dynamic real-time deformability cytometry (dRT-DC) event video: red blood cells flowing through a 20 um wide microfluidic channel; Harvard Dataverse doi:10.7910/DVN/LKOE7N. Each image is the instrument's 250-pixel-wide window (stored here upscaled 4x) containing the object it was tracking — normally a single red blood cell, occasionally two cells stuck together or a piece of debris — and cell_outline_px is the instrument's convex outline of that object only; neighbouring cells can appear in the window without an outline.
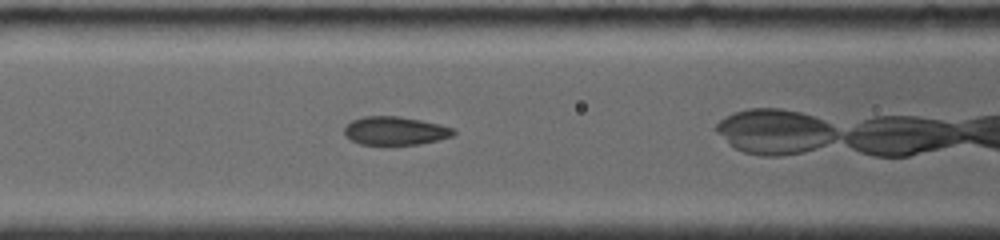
{"species": "common noctule bat (a hibernating species)", "species_latin": "Nyctalus noctula", "temperature_condition": "room temperature", "stored_images_in_passage": 25, "camera_frame_rate_fps": 4000, "um_per_image_px": 0.085, "animal": {"sex": "female", "body_mass_g": 19.0, "forearm_length_mm": 56.7}, "frame": {"image": 1, "passage_image": 4, "time_ms": 2.25, "image_size_px": [1000, 240], "cell_outline_px": [[456, 132], [452, 136], [420, 144], [380, 148], [360, 144], [344, 136], [344, 128], [352, 120], [364, 116], [396, 116], [420, 120], [440, 124], [456, 128]], "centroid_in_image_um": [33.56, 11.17], "position_along_channel_um": 133.0, "area_um2": 18.84}}
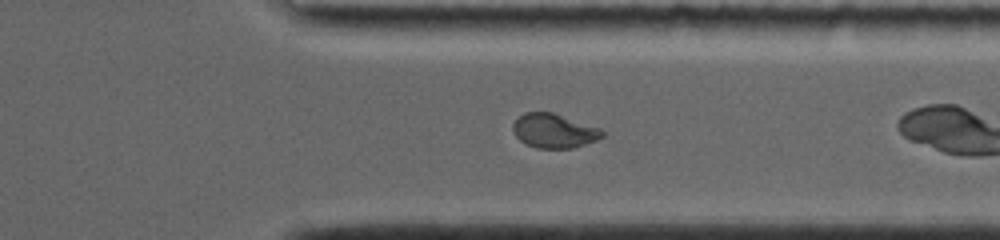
{"frame": {"image": 2, "passage_image": 22, "time_ms": 8.25, "image_size_px": [1000, 240], "cell_outline_px": [[604, 136], [596, 140], [572, 148], [536, 148], [520, 140], [516, 136], [512, 128], [512, 124], [524, 112], [552, 112], [600, 128], [604, 132]], "centroid_in_image_um": [47.09, 11.12], "position_along_channel_um": 364.3, "area_um2": 17.63}}